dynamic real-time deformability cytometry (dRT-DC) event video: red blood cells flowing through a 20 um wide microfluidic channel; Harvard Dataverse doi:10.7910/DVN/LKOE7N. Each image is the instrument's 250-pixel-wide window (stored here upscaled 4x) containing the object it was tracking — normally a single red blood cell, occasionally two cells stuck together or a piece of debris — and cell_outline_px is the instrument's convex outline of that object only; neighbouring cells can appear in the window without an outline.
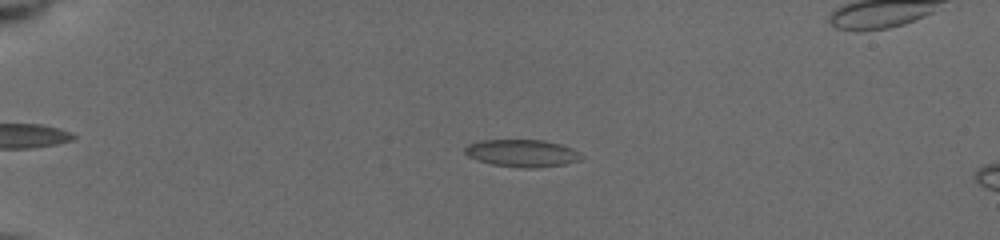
{"species": "common noctule bat (a hibernating species)", "species_latin": "Nyctalus noctula", "temperature_condition": "cold", "stored_images_in_passage": 10, "camera_frame_rate_fps": 3000, "um_per_image_px": 0.085, "animal": {"sex": "female", "body_mass_g": 19.5, "forearm_length_mm": 54.1}, "frame": {"image": 1, "passage_image": 7, "time_ms": 4.0, "image_size_px": [1000, 240], "cell_outline_px": [[584, 156], [580, 160], [564, 164], [540, 168], [520, 168], [492, 164], [476, 160], [468, 156], [464, 152], [464, 148], [468, 144], [480, 140], [544, 140], [560, 144], [572, 148], [580, 152]], "centroid_in_image_um": [44.38, 13.02], "position_along_channel_um": 40.6, "area_um2": 18.79}}